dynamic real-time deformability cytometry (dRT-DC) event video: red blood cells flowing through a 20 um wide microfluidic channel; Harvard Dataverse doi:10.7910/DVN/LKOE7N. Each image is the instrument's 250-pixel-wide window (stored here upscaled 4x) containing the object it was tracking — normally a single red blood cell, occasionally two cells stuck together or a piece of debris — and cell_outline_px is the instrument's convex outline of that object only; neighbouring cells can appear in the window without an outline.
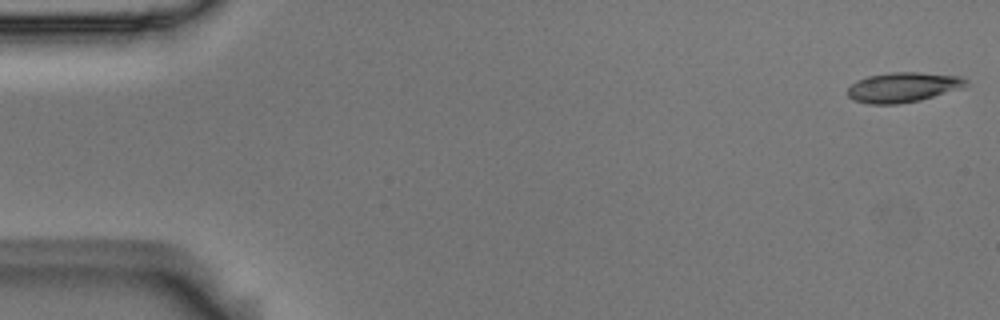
{"species": "Egyptian fruit bat (a non-hibernating species)", "species_latin": "Rousettus aegyptiacus", "temperature_condition": "room temperature", "stored_images_in_passage": 54, "camera_frame_rate_fps": 3000, "um_per_image_px": 0.085, "animal": {"sex": "male"}, "frame": {"image": 1, "passage_image": 1, "time_ms": 0.0, "image_size_px": [1000, 320], "cell_outline_px": [[968, 84], [964, 88], [920, 100], [896, 104], [868, 104], [852, 100], [848, 96], [848, 88], [856, 80], [868, 76], [888, 72], [920, 72], [964, 76], [968, 80]], "centroid_in_image_um": [76.79, 7.41], "position_along_channel_um": 8.2, "area_um2": 20.98}}
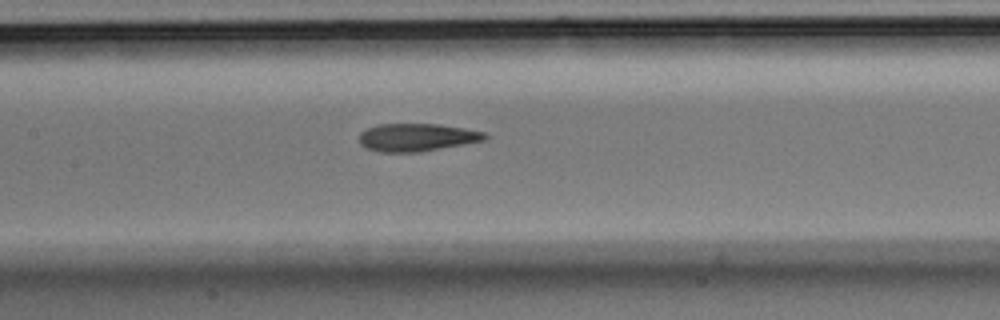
{"frame": {"image": 2, "passage_image": 25, "time_ms": 8.0, "image_size_px": [1000, 320], "cell_outline_px": [[488, 136], [484, 140], [464, 144], [420, 152], [380, 152], [364, 148], [360, 144], [360, 132], [368, 128], [380, 124], [436, 124], [464, 128], [484, 132]], "centroid_in_image_um": [35.4, 11.68], "position_along_channel_um": 172.0, "area_um2": 20.29}}
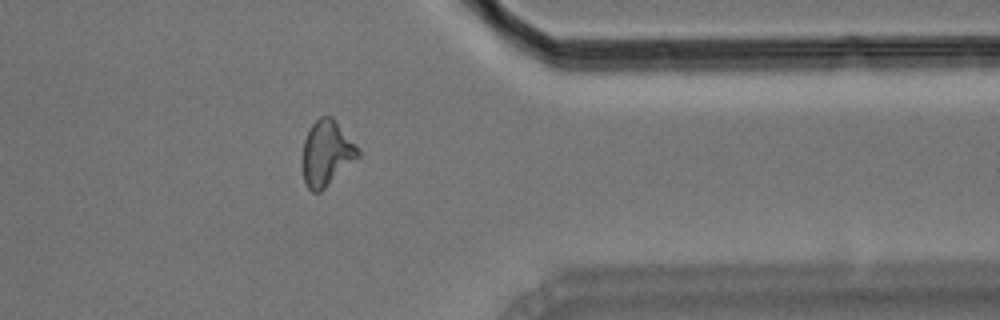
{"frame": {"image": 3, "passage_image": 43, "time_ms": 14.0, "image_size_px": [1000, 320], "cell_outline_px": [[360, 156], [320, 192], [312, 192], [304, 184], [304, 140], [312, 124], [320, 116], [332, 116], [360, 152]], "centroid_in_image_um": [27.76, 13.03], "position_along_channel_um": 383.6, "area_um2": 20.52}, "authors_computed_cell_mechanics": {"area_um2": 20.5768, "velocity_mm_per_s": 3.7251, "shape_relaxation_time_tau1_ms": 5.9816, "shape_relaxation_time_tau2_ms": 2.1782, "deformation_change_tau1": 0.1823, "deformation_change_tau2": 0.1059}}